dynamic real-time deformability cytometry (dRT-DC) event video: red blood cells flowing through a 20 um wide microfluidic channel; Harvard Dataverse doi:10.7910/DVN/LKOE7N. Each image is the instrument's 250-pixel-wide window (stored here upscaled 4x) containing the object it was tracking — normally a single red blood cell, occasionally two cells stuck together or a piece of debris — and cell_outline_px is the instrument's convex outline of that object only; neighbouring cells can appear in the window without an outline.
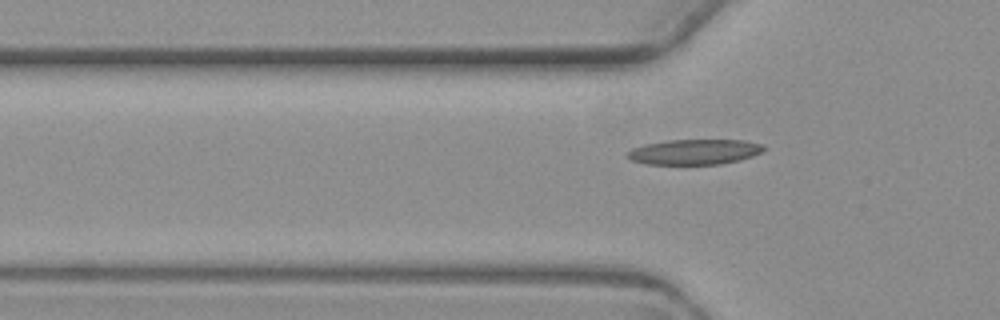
{"species": "common noctule bat (a hibernating species)", "species_latin": "Nyctalus noctula", "temperature_condition": "warm", "stored_images_in_passage": 7, "camera_frame_rate_fps": 3000, "um_per_image_px": 0.085, "animal": {"sex": "female", "body_mass_g": 19.3, "forearm_length_mm": 54.1}, "frame": {"image": 1, "passage_image": 5, "time_ms": 5.667, "image_size_px": [1000, 320], "cell_outline_px": [[764, 148], [760, 152], [752, 156], [740, 160], [720, 164], [648, 164], [632, 160], [624, 156], [624, 152], [632, 148], [644, 144], [668, 140], [744, 140], [764, 144]], "centroid_in_image_um": [58.98, 12.9], "position_along_channel_um": 66.8, "area_um2": 20.17}}
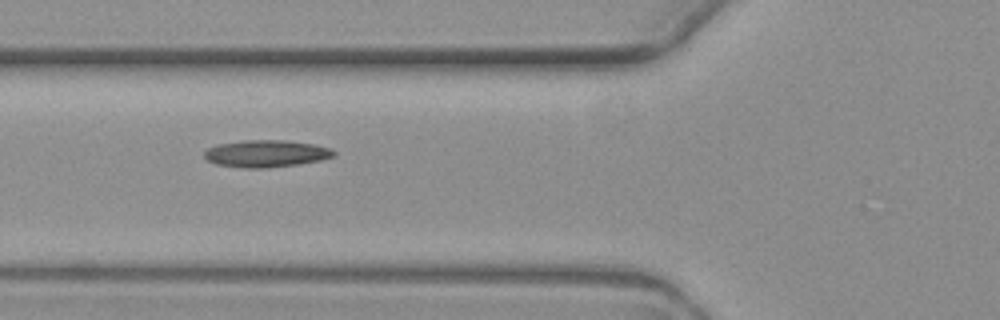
{"frame": {"image": 2, "passage_image": 6, "time_ms": 6.667, "image_size_px": [1000, 320], "cell_outline_px": [[336, 152], [332, 156], [320, 160], [296, 164], [264, 168], [244, 168], [216, 164], [208, 160], [204, 156], [204, 152], [208, 148], [216, 144], [244, 140], [284, 140], [312, 144], [328, 148]], "centroid_in_image_um": [22.56, 13.05], "position_along_channel_um": 103.2, "area_um2": 20.17}}
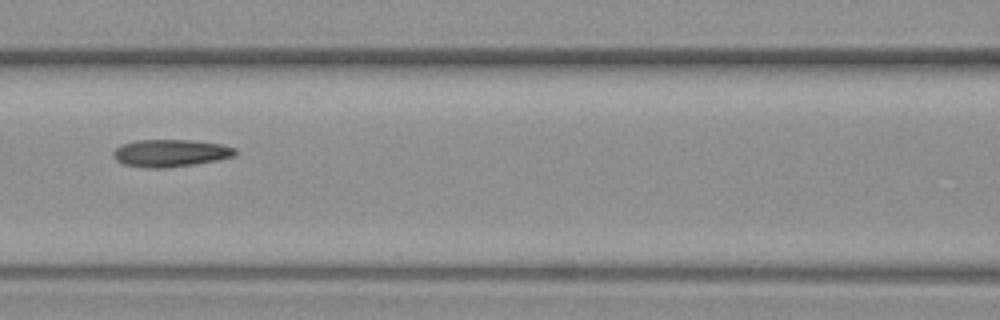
{"frame": {"image": 3, "passage_image": 7, "time_ms": 8.0, "image_size_px": [1000, 320], "cell_outline_px": [[236, 152], [232, 156], [216, 160], [192, 164], [164, 168], [144, 168], [124, 164], [116, 160], [112, 156], [112, 152], [116, 148], [124, 144], [136, 140], [192, 140], [220, 144], [236, 148]], "centroid_in_image_um": [14.44, 13.01], "position_along_channel_um": 152.2, "area_um2": 19.25}}